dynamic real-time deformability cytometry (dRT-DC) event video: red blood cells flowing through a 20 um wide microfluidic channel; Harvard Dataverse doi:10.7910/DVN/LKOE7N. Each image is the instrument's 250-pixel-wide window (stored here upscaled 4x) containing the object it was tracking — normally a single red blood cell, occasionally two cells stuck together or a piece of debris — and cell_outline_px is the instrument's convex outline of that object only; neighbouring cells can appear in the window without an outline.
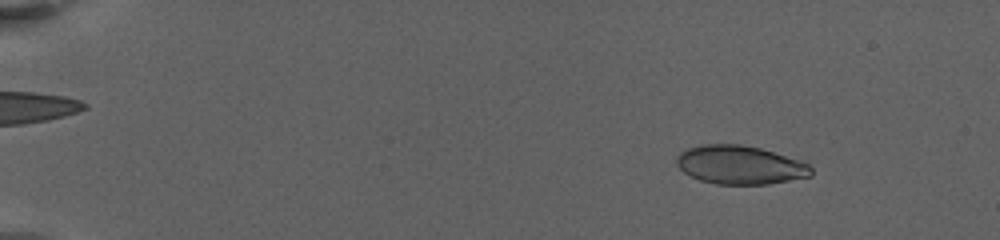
{"species": "human", "species_latin": "Homo sapiens", "temperature_condition": "warm", "stored_images_in_passage": 12, "camera_frame_rate_fps": 3000, "um_per_image_px": 0.085, "donor": {"sex": "female"}, "frame": {"image": 1, "passage_image": 6, "time_ms": 2.667, "image_size_px": [1000, 240], "cell_outline_px": [[812, 176], [768, 184], [716, 184], [700, 180], [684, 172], [676, 164], [676, 156], [680, 152], [688, 148], [700, 144], [740, 144], [760, 148], [808, 164], [812, 168]], "centroid_in_image_um": [62.86, 14.02], "position_along_channel_um": 22.1, "area_um2": 30.06}}
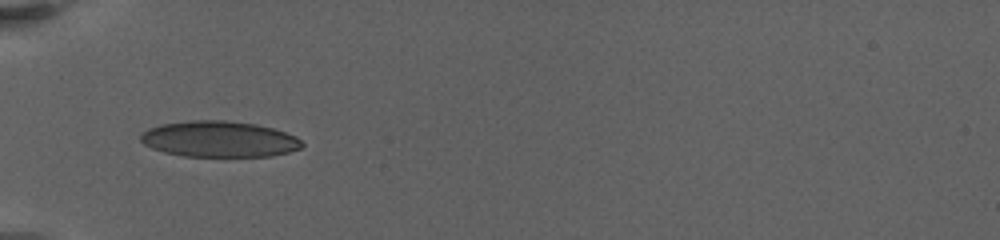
{"frame": {"image": 2, "passage_image": 11, "time_ms": 8.0, "image_size_px": [1000, 240], "cell_outline_px": [[304, 144], [300, 148], [288, 152], [272, 156], [184, 156], [164, 152], [152, 148], [144, 144], [140, 140], [140, 136], [148, 128], [160, 124], [192, 120], [224, 120], [256, 124], [272, 128], [296, 136]], "centroid_in_image_um": [18.62, 11.82], "position_along_channel_um": 66.4, "area_um2": 33.76}}